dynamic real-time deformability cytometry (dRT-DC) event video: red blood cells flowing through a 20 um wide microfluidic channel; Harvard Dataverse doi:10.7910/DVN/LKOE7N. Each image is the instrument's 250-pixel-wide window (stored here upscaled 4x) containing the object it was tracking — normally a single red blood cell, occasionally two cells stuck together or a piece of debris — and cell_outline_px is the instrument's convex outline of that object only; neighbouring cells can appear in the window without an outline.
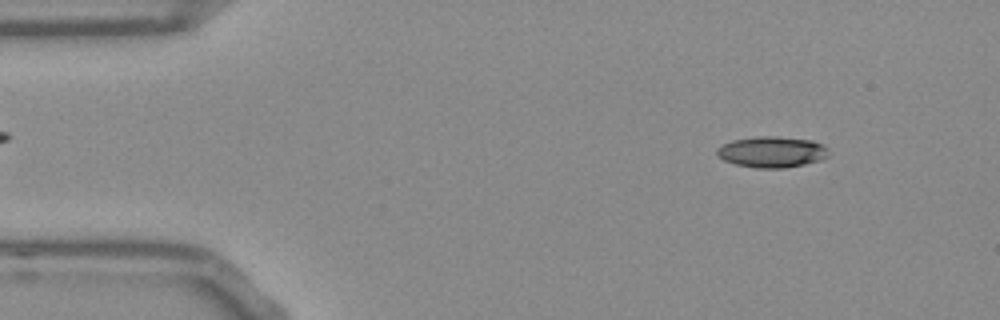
{"species": "Egyptian fruit bat (a non-hibernating species)", "species_latin": "Rousettus aegyptiacus", "temperature_condition": "room temperature", "stored_images_in_passage": 49, "camera_frame_rate_fps": 3000, "um_per_image_px": 0.085, "frame": {"image": 1, "passage_image": 4, "time_ms": 1.0, "image_size_px": [1000, 320], "cell_outline_px": [[828, 156], [820, 160], [804, 164], [784, 168], [756, 168], [736, 164], [724, 160], [716, 152], [716, 148], [732, 140], [756, 136], [776, 136], [812, 140], [824, 144], [828, 148]], "centroid_in_image_um": [65.63, 12.9], "position_along_channel_um": 19.4, "area_um2": 20.23}}
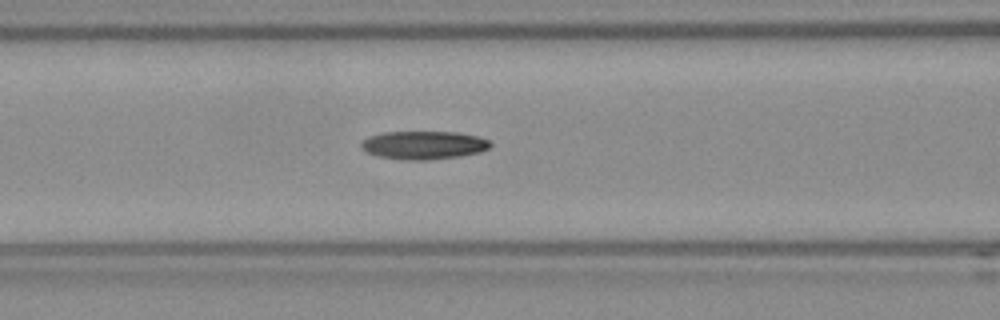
{"frame": {"image": 2, "passage_image": 19, "time_ms": 6.0, "image_size_px": [1000, 320], "cell_outline_px": [[492, 144], [488, 148], [480, 152], [460, 156], [428, 160], [404, 160], [380, 156], [368, 152], [360, 148], [360, 144], [368, 136], [384, 132], [456, 132], [476, 136], [488, 140]], "centroid_in_image_um": [36.0, 12.33], "position_along_channel_um": 130.6, "area_um2": 21.15}}
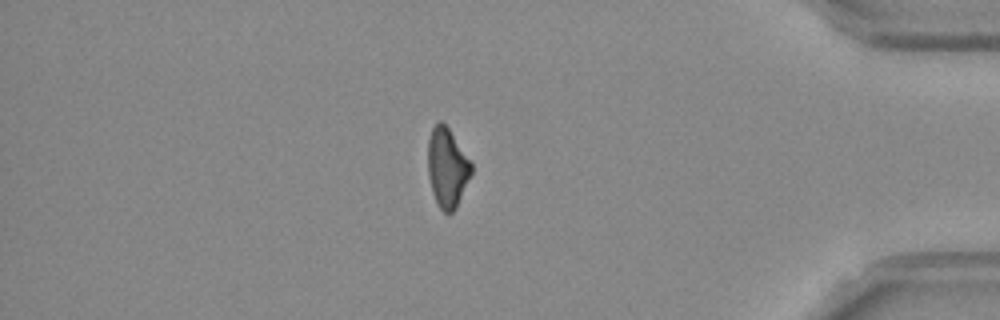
{"frame": {"image": 3, "passage_image": 43, "time_ms": 14.0, "image_size_px": [1000, 320], "cell_outline_px": [[472, 172], [456, 208], [452, 212], [444, 212], [440, 208], [432, 192], [428, 172], [428, 140], [432, 128], [440, 120], [448, 128], [472, 164]], "centroid_in_image_um": [38.0, 14.26], "position_along_channel_um": 397.2, "area_um2": 19.65}}